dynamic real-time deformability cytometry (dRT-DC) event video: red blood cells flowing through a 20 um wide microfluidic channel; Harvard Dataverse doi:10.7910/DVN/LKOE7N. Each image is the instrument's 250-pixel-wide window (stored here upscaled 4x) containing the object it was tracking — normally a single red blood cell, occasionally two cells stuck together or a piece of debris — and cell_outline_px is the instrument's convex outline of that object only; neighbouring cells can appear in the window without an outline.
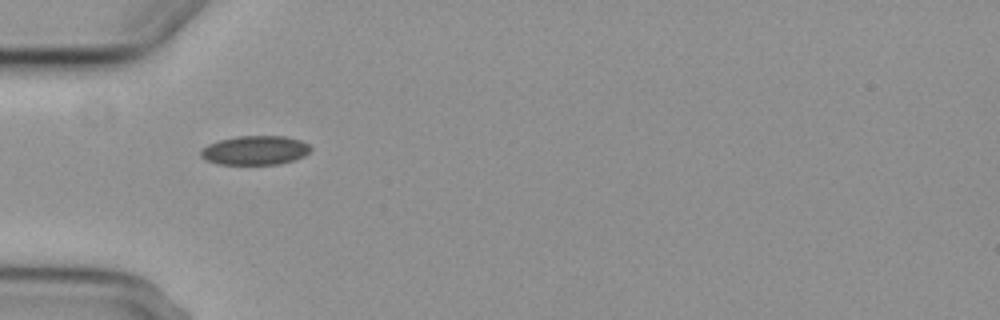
{"species": "common noctule bat (a hibernating species)", "species_latin": "Nyctalus noctula", "temperature_condition": "cold", "stored_images_in_passage": 2, "camera_frame_rate_fps": 3000, "um_per_image_px": 0.085, "animal": {"sex": "female", "body_mass_g": 29.2, "forearm_length_mm": 56.3}, "frame": {"image": 1, "passage_image": 1, "time_ms": 0.0, "image_size_px": [1000, 320], "cell_outline_px": [[312, 148], [304, 156], [280, 164], [216, 164], [204, 160], [200, 156], [200, 152], [208, 144], [220, 140], [236, 136], [284, 136], [300, 140], [308, 144]], "centroid_in_image_um": [21.66, 12.78], "position_along_channel_um": 63.3, "area_um2": 18.61}}
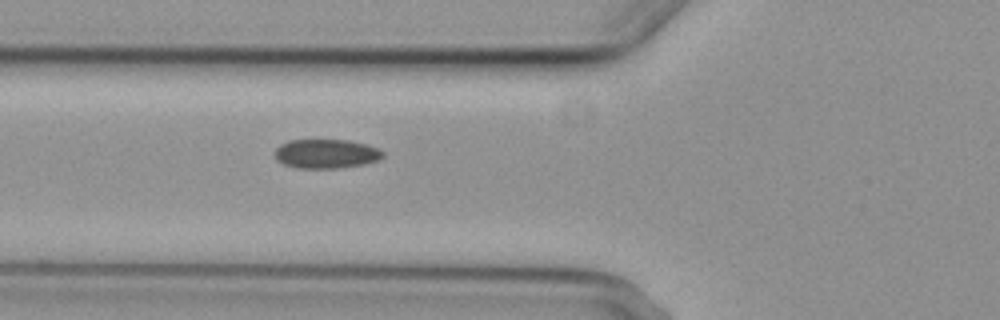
{"frame": {"image": 2, "passage_image": 2, "time_ms": 1.0, "image_size_px": [1000, 320], "cell_outline_px": [[384, 156], [380, 160], [364, 164], [340, 168], [296, 168], [284, 164], [276, 160], [276, 148], [280, 144], [288, 140], [348, 140], [380, 148], [384, 152]], "centroid_in_image_um": [27.75, 13.07], "position_along_channel_um": 98.1, "area_um2": 18.5}}